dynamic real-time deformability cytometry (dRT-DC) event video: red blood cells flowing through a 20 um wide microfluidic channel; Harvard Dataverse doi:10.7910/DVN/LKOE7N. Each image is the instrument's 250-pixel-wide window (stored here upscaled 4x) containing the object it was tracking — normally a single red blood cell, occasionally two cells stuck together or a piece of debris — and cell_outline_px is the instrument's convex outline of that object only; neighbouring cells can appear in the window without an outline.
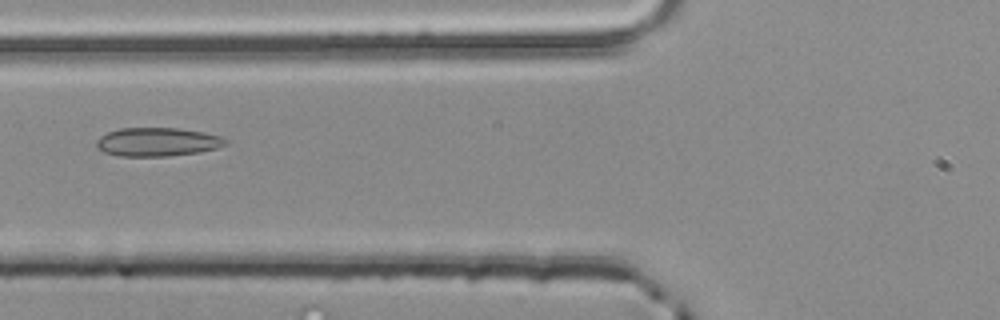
{"species": "common noctule bat (a hibernating species)", "species_latin": "Nyctalus noctula", "temperature_condition": "room temperature", "stored_images_in_passage": 4, "camera_frame_rate_fps": 3000, "um_per_image_px": 0.085, "animal": {"sex": "male", "body_mass_g": 20.4}, "frame": {"image": 1, "passage_image": 4, "time_ms": 1.0, "image_size_px": [1000, 320], "cell_outline_px": [[228, 144], [216, 148], [200, 152], [168, 156], [120, 156], [104, 152], [96, 148], [96, 140], [100, 136], [108, 132], [120, 128], [176, 128], [204, 132], [220, 136], [228, 140]], "centroid_in_image_um": [13.37, 12.06], "position_along_channel_um": 112.4, "area_um2": 21.62}}